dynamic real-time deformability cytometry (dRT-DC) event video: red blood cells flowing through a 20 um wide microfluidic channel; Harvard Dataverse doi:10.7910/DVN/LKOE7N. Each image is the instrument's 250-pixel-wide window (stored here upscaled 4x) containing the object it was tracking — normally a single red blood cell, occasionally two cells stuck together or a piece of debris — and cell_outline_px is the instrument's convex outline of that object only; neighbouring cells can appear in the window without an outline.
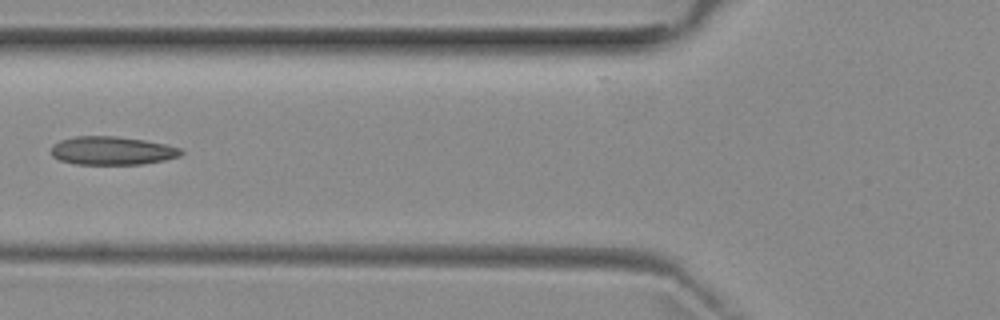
{"species": "common noctule bat (a hibernating species)", "species_latin": "Nyctalus noctula", "temperature_condition": "room temperature", "stored_images_in_passage": 6, "camera_frame_rate_fps": 3000, "um_per_image_px": 0.085, "animal": {"sex": "female", "body_mass_g": 29.2, "forearm_length_mm": 56.3}, "frame": {"image": 1, "passage_image": 6, "time_ms": 5.667, "image_size_px": [1000, 320], "cell_outline_px": [[184, 152], [180, 156], [164, 160], [140, 164], [76, 164], [60, 160], [52, 156], [52, 144], [60, 140], [76, 136], [116, 136], [144, 140], [164, 144], [180, 148]], "centroid_in_image_um": [9.51, 12.8], "position_along_channel_um": 116.3, "area_um2": 21.39}}